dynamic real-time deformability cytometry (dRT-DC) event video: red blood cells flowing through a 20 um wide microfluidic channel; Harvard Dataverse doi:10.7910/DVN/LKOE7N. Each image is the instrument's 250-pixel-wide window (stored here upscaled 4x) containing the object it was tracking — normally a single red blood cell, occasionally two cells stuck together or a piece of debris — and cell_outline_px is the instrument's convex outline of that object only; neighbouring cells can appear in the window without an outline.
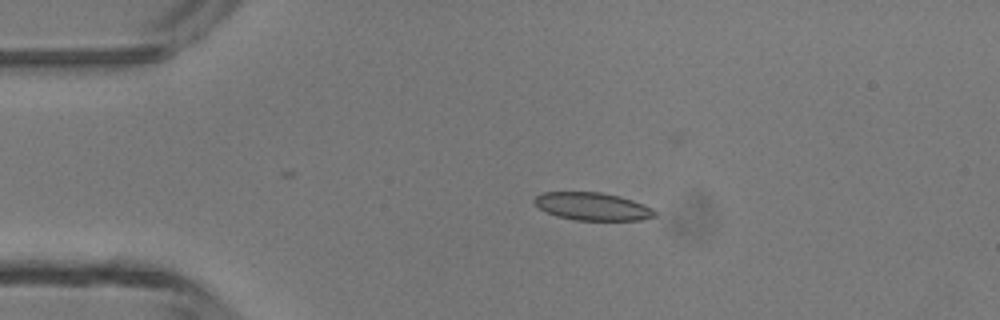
{"species": "common noctule bat (a hibernating species)", "species_latin": "Nyctalus noctula", "temperature_condition": "room temperature", "stored_images_in_passage": 2, "camera_frame_rate_fps": 3000, "um_per_image_px": 0.085, "animal": {"sex": "male", "body_mass_g": 13.3}, "frame": {"image": 1, "passage_image": 2, "time_ms": 1.0, "image_size_px": [1000, 320], "cell_outline_px": [[656, 216], [640, 220], [576, 220], [556, 216], [540, 208], [532, 200], [536, 196], [544, 192], [600, 192], [620, 196], [644, 204], [652, 208], [656, 212]], "centroid_in_image_um": [50.38, 17.54], "position_along_channel_um": 34.6, "area_um2": 19.42}}